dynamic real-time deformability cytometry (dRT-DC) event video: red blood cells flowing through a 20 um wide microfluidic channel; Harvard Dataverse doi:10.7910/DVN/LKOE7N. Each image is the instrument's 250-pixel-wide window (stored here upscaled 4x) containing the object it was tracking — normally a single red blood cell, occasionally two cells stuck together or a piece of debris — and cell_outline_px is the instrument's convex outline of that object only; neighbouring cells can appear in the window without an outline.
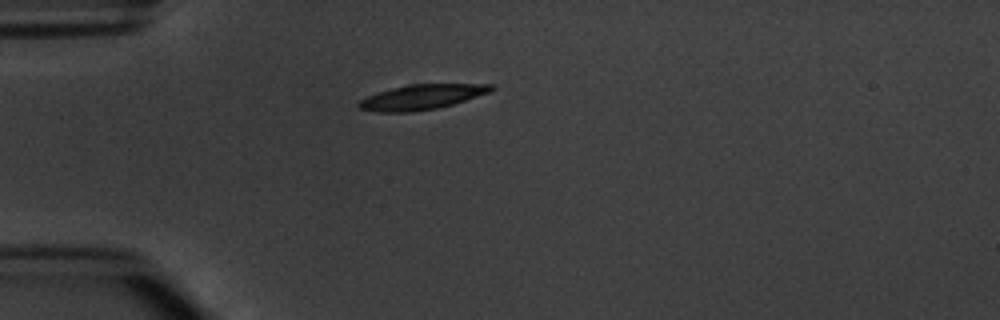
{"species": "common noctule bat (a hibernating species)", "species_latin": "Nyctalus noctula", "temperature_condition": "warm", "stored_images_in_passage": 2, "camera_frame_rate_fps": 3000, "um_per_image_px": 0.085, "animal": {"sex": "male", "body_mass_g": 20.1, "forearm_length_mm": 53.5}, "frame": {"image": 1, "passage_image": 1, "time_ms": 0.0, "image_size_px": [1000, 320], "cell_outline_px": [[496, 88], [488, 92], [452, 104], [436, 108], [412, 112], [376, 112], [360, 108], [356, 104], [360, 100], [368, 96], [392, 88], [412, 84], [492, 84]], "centroid_in_image_um": [35.83, 8.25], "position_along_channel_um": 49.2, "area_um2": 18.9}}